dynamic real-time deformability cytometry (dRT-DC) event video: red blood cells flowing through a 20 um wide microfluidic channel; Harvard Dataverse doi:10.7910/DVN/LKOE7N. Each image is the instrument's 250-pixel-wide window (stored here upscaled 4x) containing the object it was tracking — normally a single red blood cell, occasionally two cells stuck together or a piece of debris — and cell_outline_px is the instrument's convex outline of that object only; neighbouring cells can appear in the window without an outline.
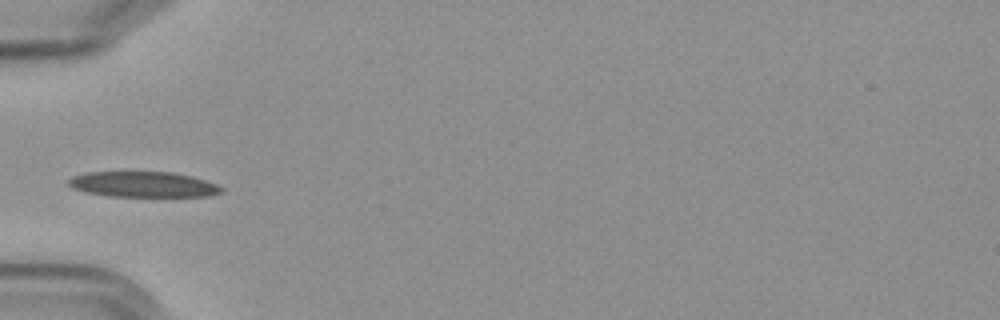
{"species": "Egyptian fruit bat (a non-hibernating species)", "species_latin": "Rousettus aegyptiacus", "temperature_condition": "cold", "stored_images_in_passage": 8, "camera_frame_rate_fps": 3000, "um_per_image_px": 0.085, "frame": {"image": 1, "passage_image": 6, "time_ms": 5.667, "image_size_px": [1000, 320], "cell_outline_px": [[224, 192], [208, 196], [108, 196], [84, 192], [72, 188], [68, 184], [68, 180], [72, 176], [88, 172], [172, 172], [192, 176], [216, 184], [224, 188]], "centroid_in_image_um": [12.16, 15.67], "position_along_channel_um": 72.8, "area_um2": 22.77}}
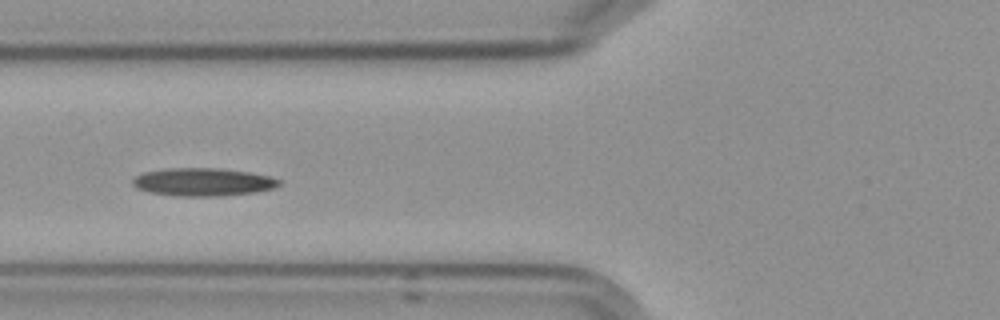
{"frame": {"image": 2, "passage_image": 7, "time_ms": 6.667, "image_size_px": [1000, 320], "cell_outline_px": [[280, 184], [276, 188], [256, 192], [220, 196], [176, 196], [148, 192], [136, 188], [132, 184], [132, 180], [136, 176], [144, 172], [168, 168], [220, 168], [248, 172], [272, 176], [280, 180]], "centroid_in_image_um": [17.27, 15.47], "position_along_channel_um": 108.5, "area_um2": 24.04}}
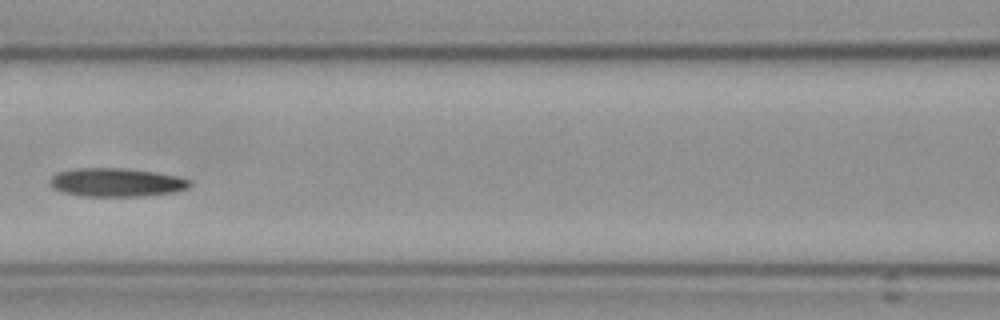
{"frame": {"image": 3, "passage_image": 8, "time_ms": 8.0, "image_size_px": [1000, 320], "cell_outline_px": [[192, 184], [188, 188], [176, 192], [148, 196], [84, 196], [64, 192], [56, 188], [48, 180], [56, 172], [76, 168], [124, 168], [156, 172], [176, 176], [192, 180]], "centroid_in_image_um": [9.95, 15.5], "position_along_channel_um": 156.6, "area_um2": 23.35}}